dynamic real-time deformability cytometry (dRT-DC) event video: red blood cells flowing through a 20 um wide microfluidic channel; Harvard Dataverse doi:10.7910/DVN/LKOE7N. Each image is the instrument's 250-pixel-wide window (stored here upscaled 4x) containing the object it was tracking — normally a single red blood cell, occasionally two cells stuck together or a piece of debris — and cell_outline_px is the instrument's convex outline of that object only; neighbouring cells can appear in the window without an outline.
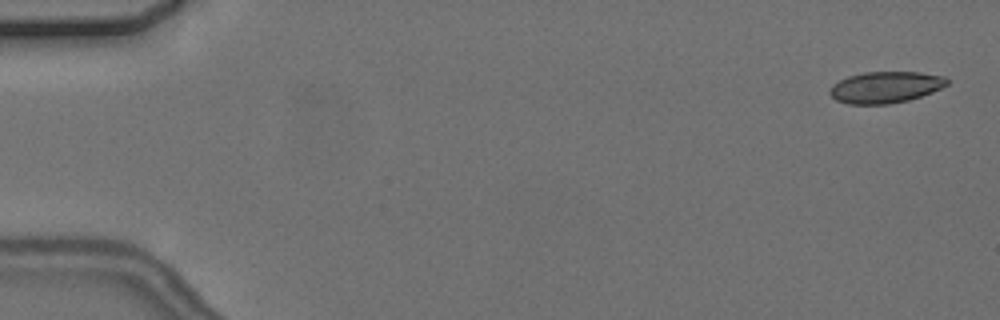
{"species": "common noctule bat (a hibernating species)", "species_latin": "Nyctalus noctula", "temperature_condition": "cold", "stored_images_in_passage": 5, "camera_frame_rate_fps": 3000, "um_per_image_px": 0.085, "animal": {"sex": "female", "body_mass_g": 24.6, "forearm_length_mm": 56.2}, "frame": {"image": 1, "passage_image": 1, "time_ms": 0.0, "image_size_px": [1000, 320], "cell_outline_px": [[948, 84], [932, 92], [908, 100], [888, 104], [848, 104], [836, 100], [828, 92], [832, 84], [848, 76], [864, 72], [920, 72], [944, 76], [948, 80]], "centroid_in_image_um": [75.24, 7.41], "position_along_channel_um": 9.8, "area_um2": 21.44}}
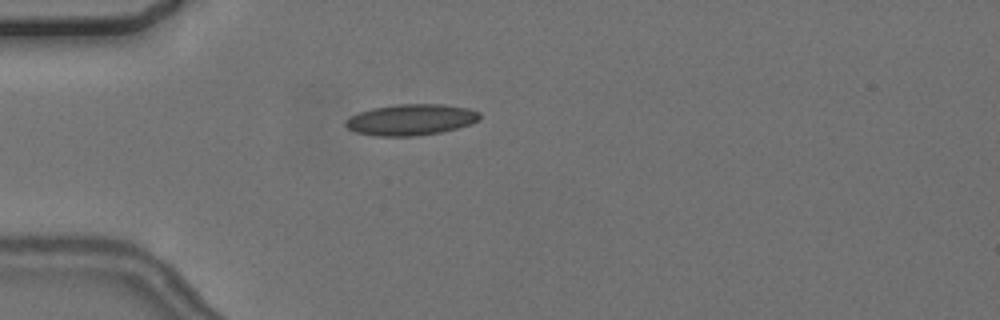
{"frame": {"image": 2, "passage_image": 5, "time_ms": 4.667, "image_size_px": [1000, 320], "cell_outline_px": [[480, 120], [472, 124], [440, 132], [416, 136], [376, 136], [356, 132], [348, 128], [344, 124], [344, 120], [360, 112], [372, 108], [396, 104], [440, 104], [468, 108], [480, 112]], "centroid_in_image_um": [34.94, 10.17], "position_along_channel_um": 50.1, "area_um2": 24.33}}